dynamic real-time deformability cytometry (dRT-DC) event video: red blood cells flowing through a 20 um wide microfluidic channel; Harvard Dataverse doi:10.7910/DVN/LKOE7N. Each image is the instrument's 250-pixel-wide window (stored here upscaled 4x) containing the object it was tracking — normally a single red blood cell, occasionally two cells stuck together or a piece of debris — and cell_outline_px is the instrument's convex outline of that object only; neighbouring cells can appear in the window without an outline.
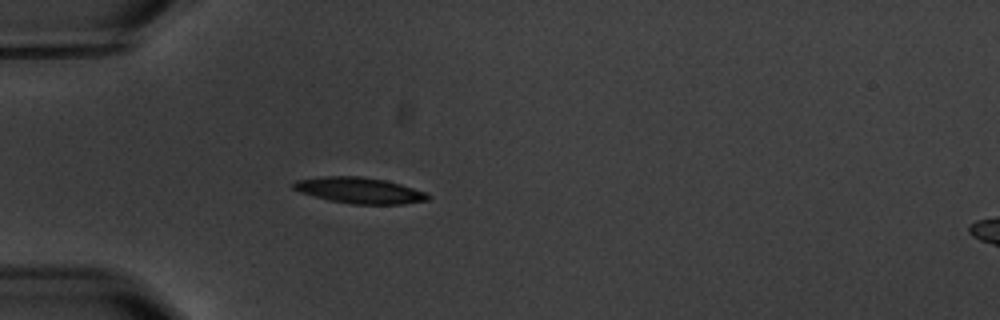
{"species": "common noctule bat (a hibernating species)", "species_latin": "Nyctalus noctula", "temperature_condition": "warm", "stored_images_in_passage": 5, "segment_of_instrument_passage": [1, 2], "camera_frame_rate_fps": 3000, "um_per_image_px": 0.085, "animal": {"sex": "male", "body_mass_g": 20.1, "forearm_length_mm": 53.5}, "frame": {"image": 1, "passage_image": 4, "time_ms": 4.0, "image_size_px": [1000, 320], "cell_outline_px": [[432, 196], [428, 200], [404, 204], [352, 204], [328, 200], [300, 192], [292, 188], [292, 184], [296, 180], [324, 176], [360, 176], [384, 180], [400, 184], [424, 192]], "centroid_in_image_um": [30.54, 16.19], "position_along_channel_um": 54.5, "area_um2": 20.29}}